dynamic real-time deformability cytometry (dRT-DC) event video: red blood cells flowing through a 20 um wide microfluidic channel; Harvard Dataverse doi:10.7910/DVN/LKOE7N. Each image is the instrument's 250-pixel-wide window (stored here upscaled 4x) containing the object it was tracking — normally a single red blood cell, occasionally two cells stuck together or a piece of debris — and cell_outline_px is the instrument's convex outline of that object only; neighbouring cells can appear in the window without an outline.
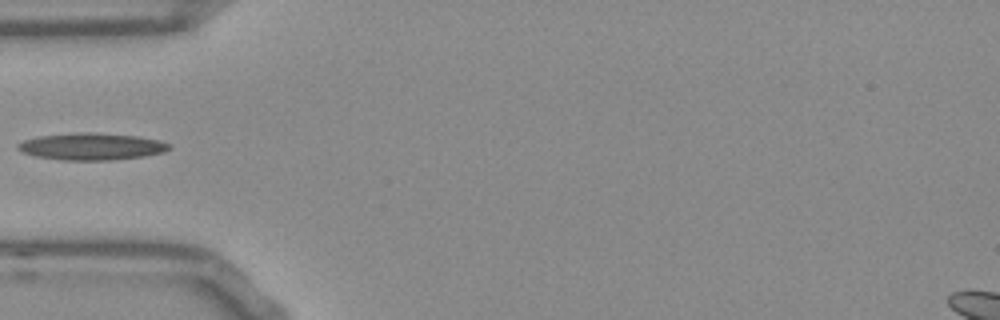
{"species": "Egyptian fruit bat (a non-hibernating species)", "species_latin": "Rousettus aegyptiacus", "temperature_condition": "room temperature", "stored_images_in_passage": 30, "camera_frame_rate_fps": 3000, "um_per_image_px": 0.085, "frame": {"image": 1, "passage_image": 1, "time_ms": 0.0, "image_size_px": [1000, 320], "cell_outline_px": [[172, 148], [164, 152], [144, 156], [112, 160], [64, 160], [36, 156], [24, 152], [16, 148], [16, 144], [24, 140], [40, 136], [88, 132], [92, 132], [136, 136], [156, 140], [172, 144]], "centroid_in_image_um": [7.81, 12.46], "position_along_channel_um": 77.2, "area_um2": 23.52}}